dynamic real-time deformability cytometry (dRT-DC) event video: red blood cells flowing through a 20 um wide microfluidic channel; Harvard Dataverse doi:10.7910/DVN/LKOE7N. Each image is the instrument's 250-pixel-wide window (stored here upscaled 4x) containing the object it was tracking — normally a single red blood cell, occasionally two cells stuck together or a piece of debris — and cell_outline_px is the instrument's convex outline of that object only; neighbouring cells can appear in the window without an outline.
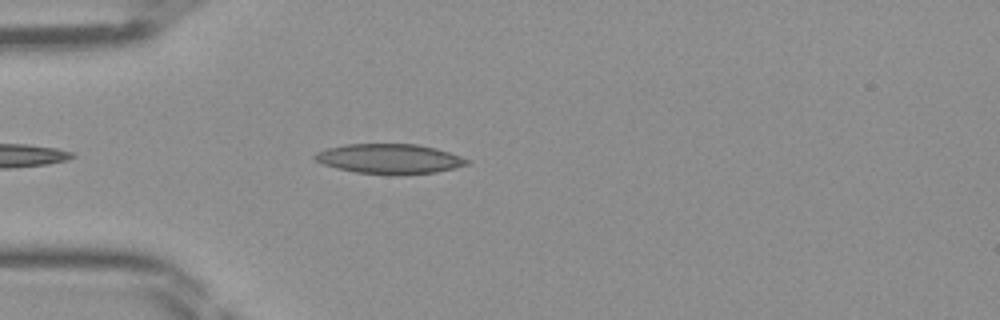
{"species": "Egyptian fruit bat (a non-hibernating species)", "species_latin": "Rousettus aegyptiacus", "temperature_condition": "room temperature", "stored_images_in_passage": 25, "camera_frame_rate_fps": 3000, "um_per_image_px": 0.085, "frame": {"image": 1, "passage_image": 4, "time_ms": 1.0, "image_size_px": [1000, 320], "cell_outline_px": [[472, 160], [468, 164], [436, 172], [356, 172], [336, 168], [324, 164], [316, 160], [312, 156], [316, 152], [328, 148], [344, 144], [416, 144], [436, 148]], "centroid_in_image_um": [33.08, 13.45], "position_along_channel_um": 51.9, "area_um2": 25.43}}
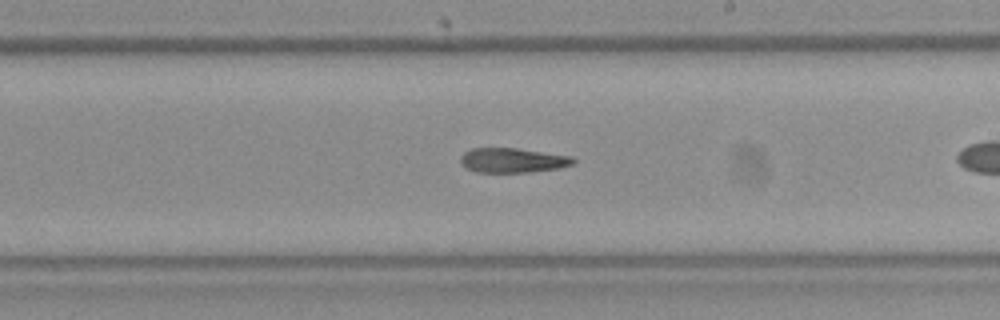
{"frame": {"image": 2, "passage_image": 15, "time_ms": 4.667, "image_size_px": [1000, 320], "cell_outline_px": [[576, 160], [572, 164], [556, 168], [528, 172], [476, 172], [460, 164], [460, 156], [464, 152], [472, 148], [516, 148], [572, 156]], "centroid_in_image_um": [43.53, 13.62], "position_along_channel_um": 245.5, "area_um2": 16.07}}
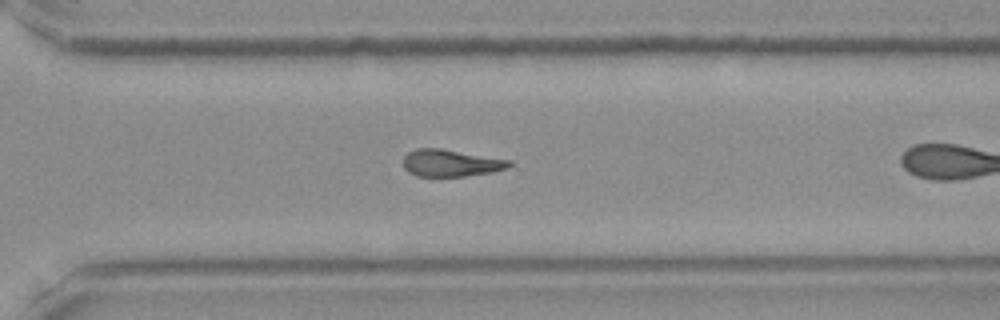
{"frame": {"image": 3, "passage_image": 21, "time_ms": 6.667, "image_size_px": [1000, 320], "cell_outline_px": [[512, 164], [508, 168], [492, 172], [464, 176], [416, 176], [408, 172], [404, 168], [404, 156], [408, 152], [416, 148], [440, 148], [512, 160]], "centroid_in_image_um": [38.32, 13.85], "position_along_channel_um": 332.3, "area_um2": 16.76}}